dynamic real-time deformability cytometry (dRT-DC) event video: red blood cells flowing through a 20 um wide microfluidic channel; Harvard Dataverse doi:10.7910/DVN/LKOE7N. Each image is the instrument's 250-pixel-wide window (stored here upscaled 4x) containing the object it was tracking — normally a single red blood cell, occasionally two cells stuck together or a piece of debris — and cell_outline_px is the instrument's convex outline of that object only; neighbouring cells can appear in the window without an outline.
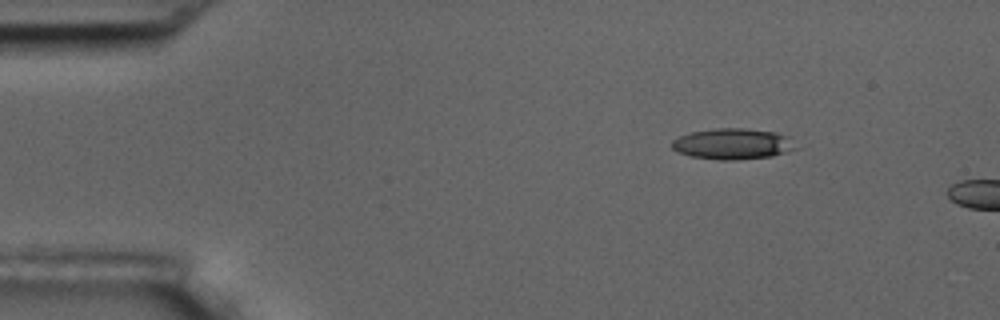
{"species": "common noctule bat (a hibernating species)", "species_latin": "Nyctalus noctula", "temperature_condition": "room temperature", "stored_images_in_passage": 3, "camera_frame_rate_fps": 3000, "um_per_image_px": 0.085, "animal": {"sex": "male", "body_mass_g": 17.5, "forearm_length_mm": 52.3}, "frame": {"image": 1, "passage_image": 1, "time_ms": 0.0, "image_size_px": [1000, 320], "cell_outline_px": [[800, 148], [788, 152], [772, 156], [736, 160], [720, 160], [692, 156], [676, 152], [672, 148], [672, 140], [680, 136], [692, 132], [716, 128], [744, 128], [776, 132], [788, 136]], "centroid_in_image_um": [62.33, 12.23], "position_along_channel_um": 22.7, "area_um2": 22.48}}